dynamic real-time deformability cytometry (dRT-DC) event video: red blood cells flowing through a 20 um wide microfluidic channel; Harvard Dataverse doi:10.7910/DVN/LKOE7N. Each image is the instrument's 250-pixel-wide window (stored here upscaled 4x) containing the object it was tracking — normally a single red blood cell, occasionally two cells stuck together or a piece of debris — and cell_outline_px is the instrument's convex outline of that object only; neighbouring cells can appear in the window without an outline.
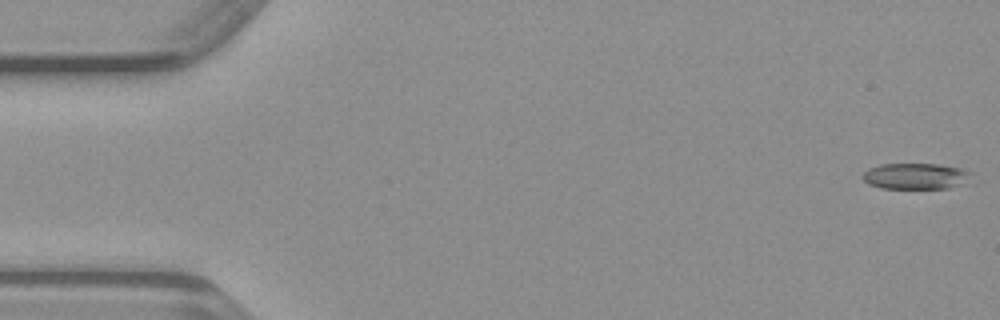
{"species": "common noctule bat (a hibernating species)", "species_latin": "Nyctalus noctula", "temperature_condition": "warm", "stored_images_in_passage": 19, "camera_frame_rate_fps": 3000, "um_per_image_px": 0.085, "animal": {"sex": "male", "body_mass_g": 23.1, "forearm_length_mm": 52.7}, "frame": {"image": 1, "passage_image": 1, "time_ms": 0.0, "image_size_px": [1000, 320], "cell_outline_px": [[972, 172], [948, 188], [880, 188], [868, 184], [860, 176], [868, 168], [880, 164], [936, 164], [960, 168]], "centroid_in_image_um": [77.64, 14.96], "position_along_channel_um": 7.4, "area_um2": 15.9}}